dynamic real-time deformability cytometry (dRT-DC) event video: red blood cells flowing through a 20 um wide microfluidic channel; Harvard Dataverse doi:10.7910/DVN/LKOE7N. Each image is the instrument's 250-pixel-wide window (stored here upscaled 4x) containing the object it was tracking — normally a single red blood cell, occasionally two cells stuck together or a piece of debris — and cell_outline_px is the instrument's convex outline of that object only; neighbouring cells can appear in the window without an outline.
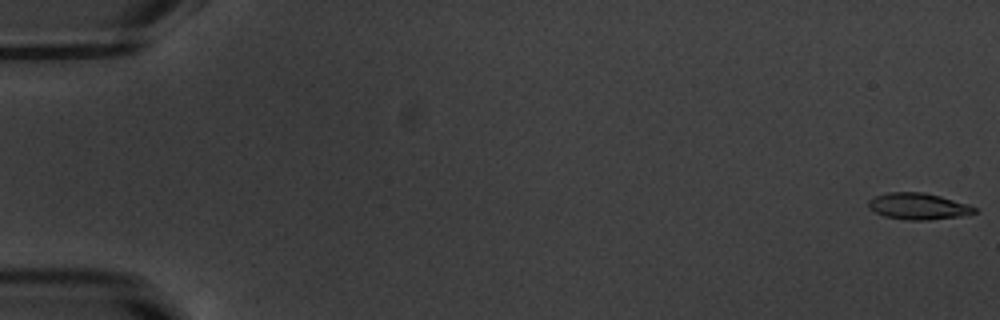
{"species": "common noctule bat (a hibernating species)", "species_latin": "Nyctalus noctula", "temperature_condition": "warm", "stored_images_in_passage": 54, "camera_frame_rate_fps": 3000, "um_per_image_px": 0.085, "animal": {"sex": "male", "body_mass_g": 20.1, "forearm_length_mm": 53.5}, "frame": {"image": 1, "passage_image": 1, "time_ms": 0.0, "image_size_px": [1000, 320], "cell_outline_px": [[976, 212], [960, 216], [928, 220], [908, 220], [884, 216], [868, 208], [868, 200], [876, 196], [888, 192], [924, 192], [940, 196], [968, 204], [976, 208]], "centroid_in_image_um": [78.03, 17.53], "position_along_channel_um": 7.0, "area_um2": 16.24}}
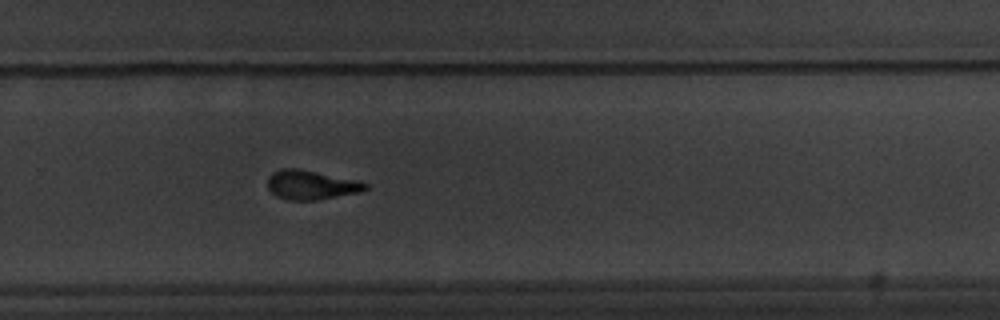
{"frame": {"image": 2, "passage_image": 37, "time_ms": 12.0, "image_size_px": [1000, 320], "cell_outline_px": [[368, 188], [360, 192], [316, 200], [288, 200], [276, 196], [268, 188], [268, 176], [272, 172], [280, 168], [296, 168], [360, 180], [368, 184]], "centroid_in_image_um": [26.45, 15.71], "position_along_channel_um": 303.4, "area_um2": 16.76}}
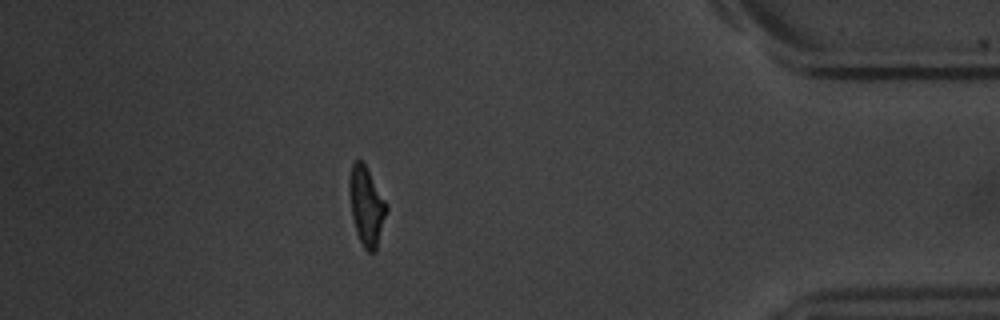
{"frame": {"image": 3, "passage_image": 48, "time_ms": 15.667, "image_size_px": [1000, 320], "cell_outline_px": [[388, 208], [376, 252], [368, 252], [364, 248], [356, 232], [352, 216], [348, 188], [348, 180], [352, 164], [356, 160], [360, 160], [364, 164], [388, 204]], "centroid_in_image_um": [31.15, 17.53], "position_along_channel_um": 404.0, "area_um2": 17.05}}